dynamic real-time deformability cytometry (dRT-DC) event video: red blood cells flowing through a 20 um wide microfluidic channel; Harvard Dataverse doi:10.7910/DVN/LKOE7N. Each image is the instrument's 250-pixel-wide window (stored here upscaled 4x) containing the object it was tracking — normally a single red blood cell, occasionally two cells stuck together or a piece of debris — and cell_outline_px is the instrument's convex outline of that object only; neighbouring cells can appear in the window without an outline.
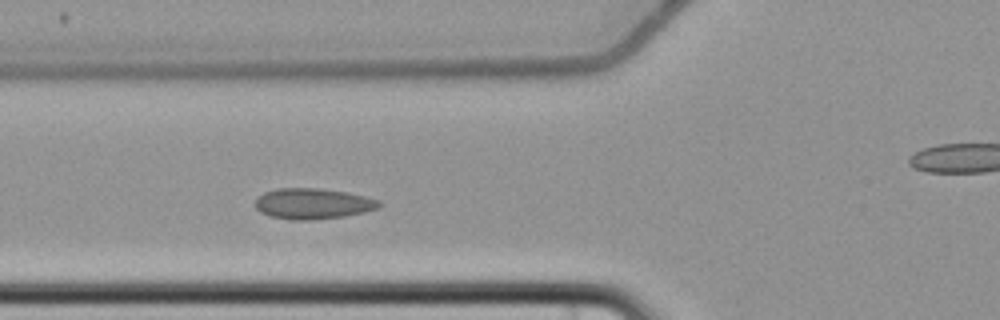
{"species": "common noctule bat (a hibernating species)", "species_latin": "Nyctalus noctula", "temperature_condition": "cold", "stored_images_in_passage": 4, "segment_of_instrument_passage": [1, 2], "camera_frame_rate_fps": 3000, "um_per_image_px": 0.085, "animal": {"sex": "female", "body_mass_g": 22.7, "forearm_length_mm": 54.2}, "frame": {"image": 1, "passage_image": 3, "time_ms": 4.0, "image_size_px": [1000, 320], "cell_outline_px": [[384, 204], [380, 208], [364, 212], [344, 216], [312, 220], [292, 220], [272, 216], [260, 212], [256, 208], [256, 200], [264, 192], [276, 188], [320, 188], [348, 192], [380, 200]], "centroid_in_image_um": [26.64, 17.3], "position_along_channel_um": 99.2, "area_um2": 22.31}}